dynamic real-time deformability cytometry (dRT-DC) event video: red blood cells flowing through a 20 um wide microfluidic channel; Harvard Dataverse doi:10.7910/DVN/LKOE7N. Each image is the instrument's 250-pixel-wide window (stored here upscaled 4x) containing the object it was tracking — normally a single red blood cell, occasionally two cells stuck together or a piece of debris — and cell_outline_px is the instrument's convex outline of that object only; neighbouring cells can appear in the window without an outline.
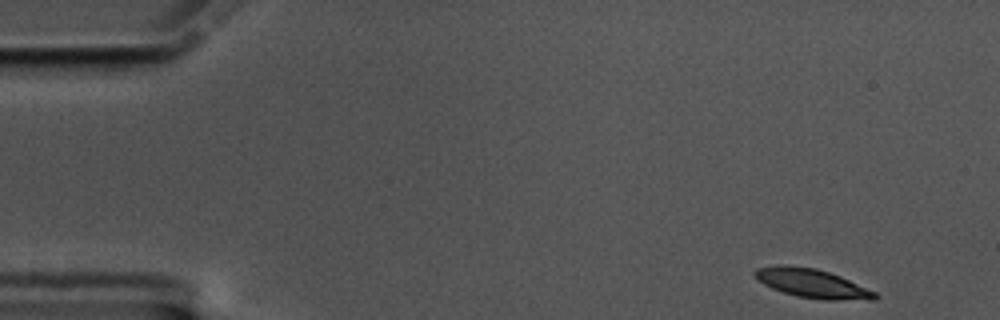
{"species": "common noctule bat (a hibernating species)", "species_latin": "Nyctalus noctula", "temperature_condition": "cold", "stored_images_in_passage": 54, "camera_frame_rate_fps": 3000, "um_per_image_px": 0.085, "animal": {"sex": "male", "body_mass_g": 17.5, "forearm_length_mm": 52.3}, "frame": {"image": 1, "passage_image": 1, "time_ms": 0.0, "image_size_px": [1000, 320], "cell_outline_px": [[876, 296], [872, 300], [828, 300], [800, 296], [784, 292], [772, 288], [764, 284], [756, 276], [756, 268], [816, 268], [840, 276], [876, 292]], "centroid_in_image_um": [69.16, 24.14], "position_along_channel_um": 15.8, "area_um2": 18.9}}
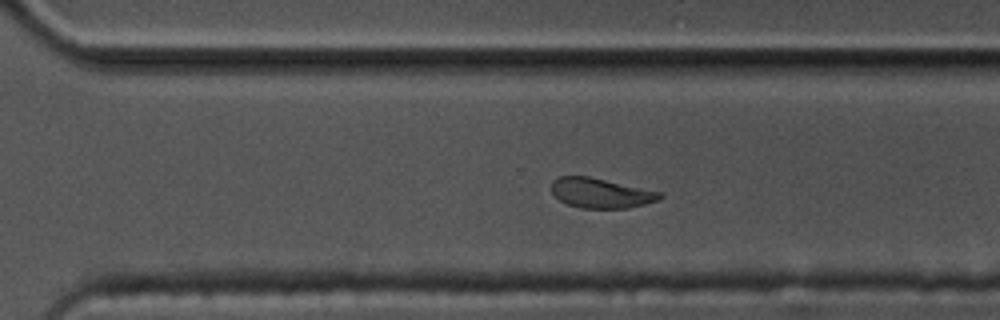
{"frame": {"image": 2, "passage_image": 36, "time_ms": 11.667, "image_size_px": [1000, 320], "cell_outline_px": [[664, 196], [660, 200], [628, 208], [580, 208], [568, 204], [560, 200], [552, 192], [552, 180], [560, 176], [588, 176], [660, 192]], "centroid_in_image_um": [51.07, 16.41], "position_along_channel_um": 319.5, "area_um2": 18.67}}
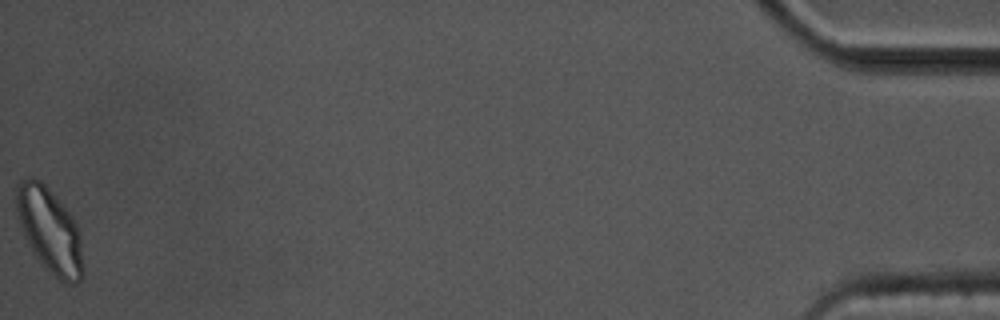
{"frame": {"image": 3, "passage_image": 54, "time_ms": 17.667, "image_size_px": [1000, 320], "cell_outline_px": [[84, 276], [76, 284], [68, 284], [60, 280], [36, 256], [24, 236], [16, 212], [16, 184], [24, 176], [32, 176], [40, 180], [48, 188], [72, 216], [80, 228], [84, 268]], "centroid_in_image_um": [4.24, 19.55], "position_along_channel_um": 431.0, "area_um2": 33.12}, "authors_computed_cell_mechanics": {"area_um2": 19.5942, "velocity_mm_per_s": 3.4925, "shape_relaxation_time_tau1_ms": 4.2869, "shape_relaxation_time_tau2_ms": 4.2112, "deformation_change_tau1": 0.1331, "deformation_change_tau2": 0.0998}}